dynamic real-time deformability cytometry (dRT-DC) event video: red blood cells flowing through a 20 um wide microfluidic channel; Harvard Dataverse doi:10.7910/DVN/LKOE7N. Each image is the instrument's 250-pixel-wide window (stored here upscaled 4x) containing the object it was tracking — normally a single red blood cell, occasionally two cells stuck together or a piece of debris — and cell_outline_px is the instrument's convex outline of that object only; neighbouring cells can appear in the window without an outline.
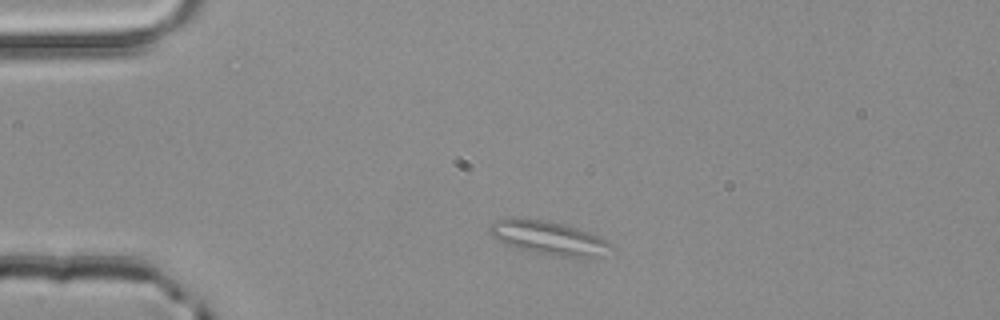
{"species": "common noctule bat (a hibernating species)", "species_latin": "Nyctalus noctula", "temperature_condition": "room temperature", "stored_images_in_passage": 2, "camera_frame_rate_fps": 3000, "um_per_image_px": 0.085, "animal": {"sex": "male", "body_mass_g": 20.4}, "frame": {"image": 1, "passage_image": 1, "time_ms": 0.0, "image_size_px": [1000, 320], "cell_outline_px": [[612, 244], [592, 256], [576, 260], [536, 252], [520, 248], [508, 244], [492, 236], [488, 232], [488, 228], [496, 220], [508, 216], [516, 216], [548, 220], [576, 228], [600, 236], [608, 240]], "centroid_in_image_um": [46.54, 20.18], "position_along_channel_um": 38.5, "area_um2": 23.64}}